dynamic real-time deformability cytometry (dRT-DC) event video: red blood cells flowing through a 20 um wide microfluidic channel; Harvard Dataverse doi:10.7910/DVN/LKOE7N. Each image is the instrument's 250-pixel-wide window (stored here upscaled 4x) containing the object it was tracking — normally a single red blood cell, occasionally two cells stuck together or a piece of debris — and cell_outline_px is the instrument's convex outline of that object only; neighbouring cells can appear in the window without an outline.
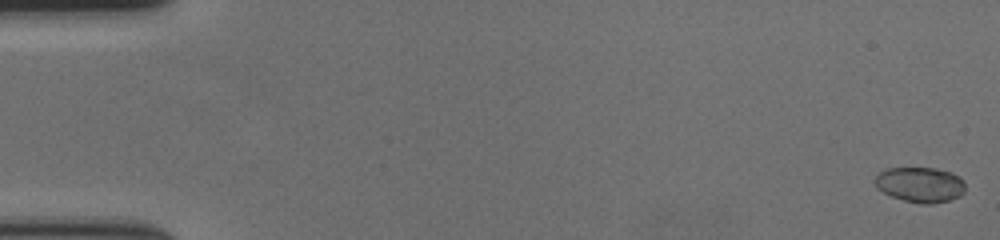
{"species": "human", "species_latin": "Homo sapiens", "temperature_condition": "cold", "stored_images_in_passage": 60, "camera_frame_rate_fps": 3000, "um_per_image_px": 0.085, "donor": {"sex": "female"}, "frame": {"image": 1, "passage_image": 2, "time_ms": 0.333, "image_size_px": [1000, 240], "cell_outline_px": [[964, 192], [960, 196], [948, 200], [932, 204], [920, 204], [904, 200], [892, 196], [876, 188], [876, 176], [884, 168], [936, 168], [952, 172], [960, 176], [964, 184]], "centroid_in_image_um": [78.23, 15.69], "position_along_channel_um": 6.8, "area_um2": 18.55}}
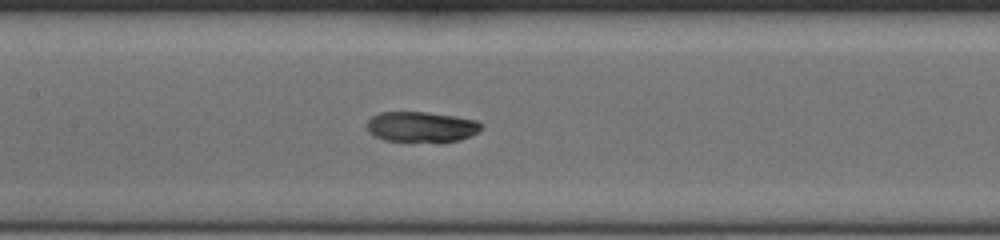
{"frame": {"image": 2, "passage_image": 30, "time_ms": 9.667, "image_size_px": [1000, 240], "cell_outline_px": [[484, 128], [472, 136], [460, 140], [384, 140], [368, 132], [364, 124], [372, 116], [380, 112], [424, 112], [456, 116], [476, 120]], "centroid_in_image_um": [35.8, 10.75], "position_along_channel_um": 171.6, "area_um2": 20.0}}
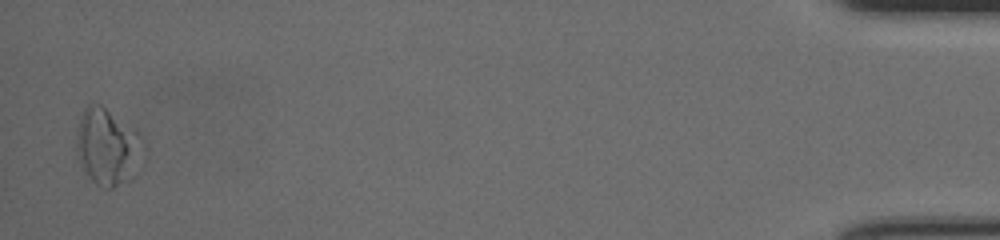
{"frame": {"image": 3, "passage_image": 59, "time_ms": 19.333, "image_size_px": [1000, 240], "cell_outline_px": [[136, 132], [132, 176], [128, 180], [112, 188], [104, 188], [96, 184], [80, 168], [76, 152], [76, 144], [80, 116], [84, 108], [88, 104], [100, 104], [136, 128]], "centroid_in_image_um": [8.95, 12.44], "position_along_channel_um": 426.2, "area_um2": 28.21}, "authors_computed_cell_mechanics": {"area_um2": 20.6924, "velocity_mm_per_s": 3.5726, "shape_relaxation_time_tau1_ms": 6.1533, "shape_relaxation_time_tau2_ms": null, "deformation_change_tau1": 0.213, "deformation_change_tau2": null}}